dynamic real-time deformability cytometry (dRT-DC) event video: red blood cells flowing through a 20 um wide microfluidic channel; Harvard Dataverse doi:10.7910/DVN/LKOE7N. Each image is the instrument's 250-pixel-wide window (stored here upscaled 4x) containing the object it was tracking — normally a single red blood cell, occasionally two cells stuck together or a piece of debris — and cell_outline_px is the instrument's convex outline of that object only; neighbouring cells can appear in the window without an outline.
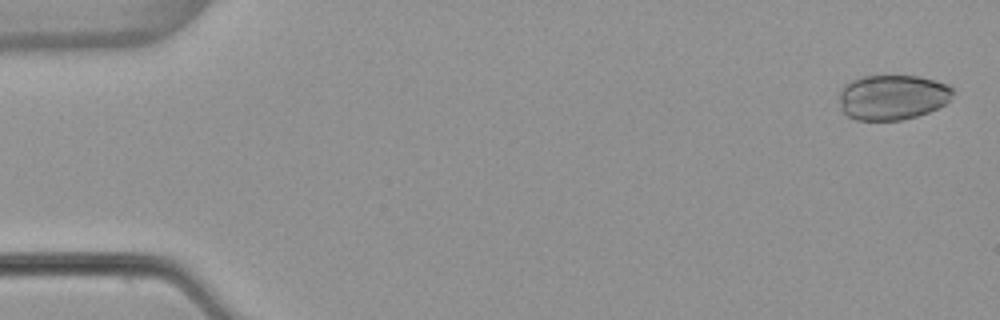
{"species": "common noctule bat (a hibernating species)", "species_latin": "Nyctalus noctula", "temperature_condition": "warm", "stored_images_in_passage": 12, "camera_frame_rate_fps": 3000, "um_per_image_px": 0.085, "animal": {"sex": "female", "body_mass_g": 22.7, "forearm_length_mm": 54.2}, "frame": {"image": 1, "passage_image": 1, "time_ms": 0.0, "image_size_px": [1000, 320], "cell_outline_px": [[952, 96], [944, 104], [928, 112], [916, 116], [900, 120], [856, 120], [848, 116], [840, 108], [840, 92], [844, 84], [852, 80], [864, 76], [920, 76], [936, 80], [948, 84], [952, 88]], "centroid_in_image_um": [75.85, 8.26], "position_along_channel_um": 9.2, "area_um2": 29.82}}